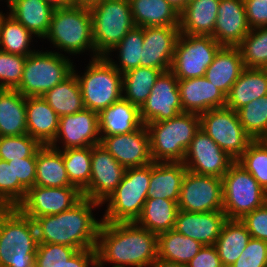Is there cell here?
<instances>
[{
  "label": "cell",
  "mask_w": 267,
  "mask_h": 267,
  "mask_svg": "<svg viewBox=\"0 0 267 267\" xmlns=\"http://www.w3.org/2000/svg\"><path fill=\"white\" fill-rule=\"evenodd\" d=\"M153 162H182L193 137L200 129L197 113L182 112L160 122L146 124Z\"/></svg>",
  "instance_id": "4"
},
{
  "label": "cell",
  "mask_w": 267,
  "mask_h": 267,
  "mask_svg": "<svg viewBox=\"0 0 267 267\" xmlns=\"http://www.w3.org/2000/svg\"><path fill=\"white\" fill-rule=\"evenodd\" d=\"M125 170L103 146H91V179L82 196L102 203L120 184Z\"/></svg>",
  "instance_id": "18"
},
{
  "label": "cell",
  "mask_w": 267,
  "mask_h": 267,
  "mask_svg": "<svg viewBox=\"0 0 267 267\" xmlns=\"http://www.w3.org/2000/svg\"><path fill=\"white\" fill-rule=\"evenodd\" d=\"M223 211L227 219H242L267 202V192L237 161L222 177Z\"/></svg>",
  "instance_id": "9"
},
{
  "label": "cell",
  "mask_w": 267,
  "mask_h": 267,
  "mask_svg": "<svg viewBox=\"0 0 267 267\" xmlns=\"http://www.w3.org/2000/svg\"><path fill=\"white\" fill-rule=\"evenodd\" d=\"M183 112L201 114L225 107L226 96L204 76L178 80Z\"/></svg>",
  "instance_id": "23"
},
{
  "label": "cell",
  "mask_w": 267,
  "mask_h": 267,
  "mask_svg": "<svg viewBox=\"0 0 267 267\" xmlns=\"http://www.w3.org/2000/svg\"><path fill=\"white\" fill-rule=\"evenodd\" d=\"M267 192V139L253 140L236 160Z\"/></svg>",
  "instance_id": "44"
},
{
  "label": "cell",
  "mask_w": 267,
  "mask_h": 267,
  "mask_svg": "<svg viewBox=\"0 0 267 267\" xmlns=\"http://www.w3.org/2000/svg\"><path fill=\"white\" fill-rule=\"evenodd\" d=\"M28 134L41 145H50L57 136L59 116L42 97H26Z\"/></svg>",
  "instance_id": "25"
},
{
  "label": "cell",
  "mask_w": 267,
  "mask_h": 267,
  "mask_svg": "<svg viewBox=\"0 0 267 267\" xmlns=\"http://www.w3.org/2000/svg\"><path fill=\"white\" fill-rule=\"evenodd\" d=\"M100 140L98 113L85 108L59 117L58 133L50 146L58 150L84 148L98 145Z\"/></svg>",
  "instance_id": "16"
},
{
  "label": "cell",
  "mask_w": 267,
  "mask_h": 267,
  "mask_svg": "<svg viewBox=\"0 0 267 267\" xmlns=\"http://www.w3.org/2000/svg\"><path fill=\"white\" fill-rule=\"evenodd\" d=\"M179 211L176 201L147 198L136 224L148 231L160 234L172 230Z\"/></svg>",
  "instance_id": "34"
},
{
  "label": "cell",
  "mask_w": 267,
  "mask_h": 267,
  "mask_svg": "<svg viewBox=\"0 0 267 267\" xmlns=\"http://www.w3.org/2000/svg\"><path fill=\"white\" fill-rule=\"evenodd\" d=\"M244 68L239 48L223 46L207 68L204 77L227 96Z\"/></svg>",
  "instance_id": "26"
},
{
  "label": "cell",
  "mask_w": 267,
  "mask_h": 267,
  "mask_svg": "<svg viewBox=\"0 0 267 267\" xmlns=\"http://www.w3.org/2000/svg\"><path fill=\"white\" fill-rule=\"evenodd\" d=\"M95 267H102V266H100L98 263L95 265Z\"/></svg>",
  "instance_id": "61"
},
{
  "label": "cell",
  "mask_w": 267,
  "mask_h": 267,
  "mask_svg": "<svg viewBox=\"0 0 267 267\" xmlns=\"http://www.w3.org/2000/svg\"><path fill=\"white\" fill-rule=\"evenodd\" d=\"M95 249L102 267L108 263L112 267H152L158 257L157 234L135 222L102 221Z\"/></svg>",
  "instance_id": "1"
},
{
  "label": "cell",
  "mask_w": 267,
  "mask_h": 267,
  "mask_svg": "<svg viewBox=\"0 0 267 267\" xmlns=\"http://www.w3.org/2000/svg\"><path fill=\"white\" fill-rule=\"evenodd\" d=\"M243 1L249 27H267V0Z\"/></svg>",
  "instance_id": "52"
},
{
  "label": "cell",
  "mask_w": 267,
  "mask_h": 267,
  "mask_svg": "<svg viewBox=\"0 0 267 267\" xmlns=\"http://www.w3.org/2000/svg\"><path fill=\"white\" fill-rule=\"evenodd\" d=\"M54 8H65L73 5V0H44Z\"/></svg>",
  "instance_id": "57"
},
{
  "label": "cell",
  "mask_w": 267,
  "mask_h": 267,
  "mask_svg": "<svg viewBox=\"0 0 267 267\" xmlns=\"http://www.w3.org/2000/svg\"><path fill=\"white\" fill-rule=\"evenodd\" d=\"M220 0H193L179 14L181 34L212 36Z\"/></svg>",
  "instance_id": "27"
},
{
  "label": "cell",
  "mask_w": 267,
  "mask_h": 267,
  "mask_svg": "<svg viewBox=\"0 0 267 267\" xmlns=\"http://www.w3.org/2000/svg\"><path fill=\"white\" fill-rule=\"evenodd\" d=\"M162 73L159 69L141 66L123 73V98L140 109Z\"/></svg>",
  "instance_id": "38"
},
{
  "label": "cell",
  "mask_w": 267,
  "mask_h": 267,
  "mask_svg": "<svg viewBox=\"0 0 267 267\" xmlns=\"http://www.w3.org/2000/svg\"><path fill=\"white\" fill-rule=\"evenodd\" d=\"M103 146L125 169L152 163L150 136L146 125L134 132L101 136Z\"/></svg>",
  "instance_id": "19"
},
{
  "label": "cell",
  "mask_w": 267,
  "mask_h": 267,
  "mask_svg": "<svg viewBox=\"0 0 267 267\" xmlns=\"http://www.w3.org/2000/svg\"><path fill=\"white\" fill-rule=\"evenodd\" d=\"M78 249L60 244L39 243L34 267H61Z\"/></svg>",
  "instance_id": "48"
},
{
  "label": "cell",
  "mask_w": 267,
  "mask_h": 267,
  "mask_svg": "<svg viewBox=\"0 0 267 267\" xmlns=\"http://www.w3.org/2000/svg\"><path fill=\"white\" fill-rule=\"evenodd\" d=\"M13 0H6L7 7L11 4Z\"/></svg>",
  "instance_id": "60"
},
{
  "label": "cell",
  "mask_w": 267,
  "mask_h": 267,
  "mask_svg": "<svg viewBox=\"0 0 267 267\" xmlns=\"http://www.w3.org/2000/svg\"><path fill=\"white\" fill-rule=\"evenodd\" d=\"M36 186L67 187L73 186L64 167L61 150L50 145H42L36 151Z\"/></svg>",
  "instance_id": "32"
},
{
  "label": "cell",
  "mask_w": 267,
  "mask_h": 267,
  "mask_svg": "<svg viewBox=\"0 0 267 267\" xmlns=\"http://www.w3.org/2000/svg\"><path fill=\"white\" fill-rule=\"evenodd\" d=\"M203 244L174 229L157 235L158 257L187 265L198 254Z\"/></svg>",
  "instance_id": "37"
},
{
  "label": "cell",
  "mask_w": 267,
  "mask_h": 267,
  "mask_svg": "<svg viewBox=\"0 0 267 267\" xmlns=\"http://www.w3.org/2000/svg\"><path fill=\"white\" fill-rule=\"evenodd\" d=\"M44 39L57 48L59 54L63 51L76 56L89 51L91 59L95 58L89 6L72 5L55 8L48 34Z\"/></svg>",
  "instance_id": "3"
},
{
  "label": "cell",
  "mask_w": 267,
  "mask_h": 267,
  "mask_svg": "<svg viewBox=\"0 0 267 267\" xmlns=\"http://www.w3.org/2000/svg\"><path fill=\"white\" fill-rule=\"evenodd\" d=\"M237 47L246 68L267 69V27L251 29Z\"/></svg>",
  "instance_id": "43"
},
{
  "label": "cell",
  "mask_w": 267,
  "mask_h": 267,
  "mask_svg": "<svg viewBox=\"0 0 267 267\" xmlns=\"http://www.w3.org/2000/svg\"><path fill=\"white\" fill-rule=\"evenodd\" d=\"M8 9L36 38L44 39L48 34L55 8L44 0H13Z\"/></svg>",
  "instance_id": "29"
},
{
  "label": "cell",
  "mask_w": 267,
  "mask_h": 267,
  "mask_svg": "<svg viewBox=\"0 0 267 267\" xmlns=\"http://www.w3.org/2000/svg\"><path fill=\"white\" fill-rule=\"evenodd\" d=\"M75 67L73 73L79 82L86 109L99 114L123 97L122 74L105 56L89 59L84 73L79 74Z\"/></svg>",
  "instance_id": "6"
},
{
  "label": "cell",
  "mask_w": 267,
  "mask_h": 267,
  "mask_svg": "<svg viewBox=\"0 0 267 267\" xmlns=\"http://www.w3.org/2000/svg\"><path fill=\"white\" fill-rule=\"evenodd\" d=\"M167 1L179 14L186 6V0H165Z\"/></svg>",
  "instance_id": "58"
},
{
  "label": "cell",
  "mask_w": 267,
  "mask_h": 267,
  "mask_svg": "<svg viewBox=\"0 0 267 267\" xmlns=\"http://www.w3.org/2000/svg\"><path fill=\"white\" fill-rule=\"evenodd\" d=\"M141 67L167 72L171 69L175 46L180 35L179 26L143 27Z\"/></svg>",
  "instance_id": "20"
},
{
  "label": "cell",
  "mask_w": 267,
  "mask_h": 267,
  "mask_svg": "<svg viewBox=\"0 0 267 267\" xmlns=\"http://www.w3.org/2000/svg\"><path fill=\"white\" fill-rule=\"evenodd\" d=\"M186 172L187 169L182 162L150 163V183L147 198H162L178 203Z\"/></svg>",
  "instance_id": "24"
},
{
  "label": "cell",
  "mask_w": 267,
  "mask_h": 267,
  "mask_svg": "<svg viewBox=\"0 0 267 267\" xmlns=\"http://www.w3.org/2000/svg\"><path fill=\"white\" fill-rule=\"evenodd\" d=\"M245 132L254 140L267 139V95L237 110Z\"/></svg>",
  "instance_id": "42"
},
{
  "label": "cell",
  "mask_w": 267,
  "mask_h": 267,
  "mask_svg": "<svg viewBox=\"0 0 267 267\" xmlns=\"http://www.w3.org/2000/svg\"><path fill=\"white\" fill-rule=\"evenodd\" d=\"M178 208L186 212L223 210L222 178L187 170L180 189Z\"/></svg>",
  "instance_id": "13"
},
{
  "label": "cell",
  "mask_w": 267,
  "mask_h": 267,
  "mask_svg": "<svg viewBox=\"0 0 267 267\" xmlns=\"http://www.w3.org/2000/svg\"><path fill=\"white\" fill-rule=\"evenodd\" d=\"M68 57L55 50H37L30 54L16 90L25 97H42L73 73L74 62Z\"/></svg>",
  "instance_id": "8"
},
{
  "label": "cell",
  "mask_w": 267,
  "mask_h": 267,
  "mask_svg": "<svg viewBox=\"0 0 267 267\" xmlns=\"http://www.w3.org/2000/svg\"><path fill=\"white\" fill-rule=\"evenodd\" d=\"M240 220L247 227L251 238L267 241V202Z\"/></svg>",
  "instance_id": "51"
},
{
  "label": "cell",
  "mask_w": 267,
  "mask_h": 267,
  "mask_svg": "<svg viewBox=\"0 0 267 267\" xmlns=\"http://www.w3.org/2000/svg\"><path fill=\"white\" fill-rule=\"evenodd\" d=\"M200 128L235 161L254 140L244 130L237 111L225 107L199 114Z\"/></svg>",
  "instance_id": "10"
},
{
  "label": "cell",
  "mask_w": 267,
  "mask_h": 267,
  "mask_svg": "<svg viewBox=\"0 0 267 267\" xmlns=\"http://www.w3.org/2000/svg\"><path fill=\"white\" fill-rule=\"evenodd\" d=\"M143 41V29L134 27L105 57L121 74L138 68L140 67ZM114 51H117L118 57L115 56V58L118 59L119 63L112 58Z\"/></svg>",
  "instance_id": "40"
},
{
  "label": "cell",
  "mask_w": 267,
  "mask_h": 267,
  "mask_svg": "<svg viewBox=\"0 0 267 267\" xmlns=\"http://www.w3.org/2000/svg\"><path fill=\"white\" fill-rule=\"evenodd\" d=\"M27 133L26 97L16 89H0V136Z\"/></svg>",
  "instance_id": "31"
},
{
  "label": "cell",
  "mask_w": 267,
  "mask_h": 267,
  "mask_svg": "<svg viewBox=\"0 0 267 267\" xmlns=\"http://www.w3.org/2000/svg\"><path fill=\"white\" fill-rule=\"evenodd\" d=\"M150 164L127 168L117 188L101 203L106 204L103 218L107 223L136 222L148 197Z\"/></svg>",
  "instance_id": "5"
},
{
  "label": "cell",
  "mask_w": 267,
  "mask_h": 267,
  "mask_svg": "<svg viewBox=\"0 0 267 267\" xmlns=\"http://www.w3.org/2000/svg\"><path fill=\"white\" fill-rule=\"evenodd\" d=\"M222 47L212 36L180 33L170 71L178 80L203 77Z\"/></svg>",
  "instance_id": "11"
},
{
  "label": "cell",
  "mask_w": 267,
  "mask_h": 267,
  "mask_svg": "<svg viewBox=\"0 0 267 267\" xmlns=\"http://www.w3.org/2000/svg\"><path fill=\"white\" fill-rule=\"evenodd\" d=\"M95 58L106 56L135 26L129 0H100L89 6Z\"/></svg>",
  "instance_id": "7"
},
{
  "label": "cell",
  "mask_w": 267,
  "mask_h": 267,
  "mask_svg": "<svg viewBox=\"0 0 267 267\" xmlns=\"http://www.w3.org/2000/svg\"><path fill=\"white\" fill-rule=\"evenodd\" d=\"M226 220L223 210L210 212L179 210L173 229L203 245H214Z\"/></svg>",
  "instance_id": "22"
},
{
  "label": "cell",
  "mask_w": 267,
  "mask_h": 267,
  "mask_svg": "<svg viewBox=\"0 0 267 267\" xmlns=\"http://www.w3.org/2000/svg\"><path fill=\"white\" fill-rule=\"evenodd\" d=\"M187 267H224L214 245H203Z\"/></svg>",
  "instance_id": "53"
},
{
  "label": "cell",
  "mask_w": 267,
  "mask_h": 267,
  "mask_svg": "<svg viewBox=\"0 0 267 267\" xmlns=\"http://www.w3.org/2000/svg\"><path fill=\"white\" fill-rule=\"evenodd\" d=\"M26 58L0 50V89H16L19 86Z\"/></svg>",
  "instance_id": "47"
},
{
  "label": "cell",
  "mask_w": 267,
  "mask_h": 267,
  "mask_svg": "<svg viewBox=\"0 0 267 267\" xmlns=\"http://www.w3.org/2000/svg\"><path fill=\"white\" fill-rule=\"evenodd\" d=\"M34 35L8 12L0 15V50L29 56L36 50L31 49Z\"/></svg>",
  "instance_id": "39"
},
{
  "label": "cell",
  "mask_w": 267,
  "mask_h": 267,
  "mask_svg": "<svg viewBox=\"0 0 267 267\" xmlns=\"http://www.w3.org/2000/svg\"><path fill=\"white\" fill-rule=\"evenodd\" d=\"M82 198V192L76 186L42 187L34 185L26 191L24 199L16 208L23 215L34 219L69 210Z\"/></svg>",
  "instance_id": "14"
},
{
  "label": "cell",
  "mask_w": 267,
  "mask_h": 267,
  "mask_svg": "<svg viewBox=\"0 0 267 267\" xmlns=\"http://www.w3.org/2000/svg\"><path fill=\"white\" fill-rule=\"evenodd\" d=\"M139 110L144 125L169 120L183 112L178 79L170 70L158 77L150 95Z\"/></svg>",
  "instance_id": "17"
},
{
  "label": "cell",
  "mask_w": 267,
  "mask_h": 267,
  "mask_svg": "<svg viewBox=\"0 0 267 267\" xmlns=\"http://www.w3.org/2000/svg\"><path fill=\"white\" fill-rule=\"evenodd\" d=\"M100 207L101 203L83 197L69 210L34 218L38 243L95 249L102 220L96 219L92 211Z\"/></svg>",
  "instance_id": "2"
},
{
  "label": "cell",
  "mask_w": 267,
  "mask_h": 267,
  "mask_svg": "<svg viewBox=\"0 0 267 267\" xmlns=\"http://www.w3.org/2000/svg\"><path fill=\"white\" fill-rule=\"evenodd\" d=\"M7 162L13 164L14 180H18L26 190L34 186L36 179V152L31 157L13 159Z\"/></svg>",
  "instance_id": "50"
},
{
  "label": "cell",
  "mask_w": 267,
  "mask_h": 267,
  "mask_svg": "<svg viewBox=\"0 0 267 267\" xmlns=\"http://www.w3.org/2000/svg\"><path fill=\"white\" fill-rule=\"evenodd\" d=\"M42 98L59 117L85 109L80 85L74 73L47 91Z\"/></svg>",
  "instance_id": "36"
},
{
  "label": "cell",
  "mask_w": 267,
  "mask_h": 267,
  "mask_svg": "<svg viewBox=\"0 0 267 267\" xmlns=\"http://www.w3.org/2000/svg\"><path fill=\"white\" fill-rule=\"evenodd\" d=\"M42 145L28 133L0 136V160L11 161L31 157Z\"/></svg>",
  "instance_id": "46"
},
{
  "label": "cell",
  "mask_w": 267,
  "mask_h": 267,
  "mask_svg": "<svg viewBox=\"0 0 267 267\" xmlns=\"http://www.w3.org/2000/svg\"><path fill=\"white\" fill-rule=\"evenodd\" d=\"M264 95H267V69L245 67L227 94L225 106L237 111Z\"/></svg>",
  "instance_id": "30"
},
{
  "label": "cell",
  "mask_w": 267,
  "mask_h": 267,
  "mask_svg": "<svg viewBox=\"0 0 267 267\" xmlns=\"http://www.w3.org/2000/svg\"><path fill=\"white\" fill-rule=\"evenodd\" d=\"M98 116L100 136L134 132L143 125L139 108L123 97L102 110Z\"/></svg>",
  "instance_id": "28"
},
{
  "label": "cell",
  "mask_w": 267,
  "mask_h": 267,
  "mask_svg": "<svg viewBox=\"0 0 267 267\" xmlns=\"http://www.w3.org/2000/svg\"><path fill=\"white\" fill-rule=\"evenodd\" d=\"M136 27L179 26V13L165 0H129Z\"/></svg>",
  "instance_id": "33"
},
{
  "label": "cell",
  "mask_w": 267,
  "mask_h": 267,
  "mask_svg": "<svg viewBox=\"0 0 267 267\" xmlns=\"http://www.w3.org/2000/svg\"><path fill=\"white\" fill-rule=\"evenodd\" d=\"M12 252L4 267H34L36 252Z\"/></svg>",
  "instance_id": "55"
},
{
  "label": "cell",
  "mask_w": 267,
  "mask_h": 267,
  "mask_svg": "<svg viewBox=\"0 0 267 267\" xmlns=\"http://www.w3.org/2000/svg\"><path fill=\"white\" fill-rule=\"evenodd\" d=\"M97 263L96 249H82L78 250L61 267H95Z\"/></svg>",
  "instance_id": "54"
},
{
  "label": "cell",
  "mask_w": 267,
  "mask_h": 267,
  "mask_svg": "<svg viewBox=\"0 0 267 267\" xmlns=\"http://www.w3.org/2000/svg\"><path fill=\"white\" fill-rule=\"evenodd\" d=\"M230 267H267V241L251 238Z\"/></svg>",
  "instance_id": "49"
},
{
  "label": "cell",
  "mask_w": 267,
  "mask_h": 267,
  "mask_svg": "<svg viewBox=\"0 0 267 267\" xmlns=\"http://www.w3.org/2000/svg\"><path fill=\"white\" fill-rule=\"evenodd\" d=\"M251 235L240 219H227L214 246L224 267H230L247 246Z\"/></svg>",
  "instance_id": "35"
},
{
  "label": "cell",
  "mask_w": 267,
  "mask_h": 267,
  "mask_svg": "<svg viewBox=\"0 0 267 267\" xmlns=\"http://www.w3.org/2000/svg\"><path fill=\"white\" fill-rule=\"evenodd\" d=\"M38 239L33 219L16 207L0 208V267H4L12 251L37 252Z\"/></svg>",
  "instance_id": "12"
},
{
  "label": "cell",
  "mask_w": 267,
  "mask_h": 267,
  "mask_svg": "<svg viewBox=\"0 0 267 267\" xmlns=\"http://www.w3.org/2000/svg\"><path fill=\"white\" fill-rule=\"evenodd\" d=\"M243 0H220L212 38L220 45L237 47L250 32Z\"/></svg>",
  "instance_id": "21"
},
{
  "label": "cell",
  "mask_w": 267,
  "mask_h": 267,
  "mask_svg": "<svg viewBox=\"0 0 267 267\" xmlns=\"http://www.w3.org/2000/svg\"><path fill=\"white\" fill-rule=\"evenodd\" d=\"M70 183L81 192L91 179V146L61 150Z\"/></svg>",
  "instance_id": "41"
},
{
  "label": "cell",
  "mask_w": 267,
  "mask_h": 267,
  "mask_svg": "<svg viewBox=\"0 0 267 267\" xmlns=\"http://www.w3.org/2000/svg\"><path fill=\"white\" fill-rule=\"evenodd\" d=\"M100 0H73V5L91 6Z\"/></svg>",
  "instance_id": "59"
},
{
  "label": "cell",
  "mask_w": 267,
  "mask_h": 267,
  "mask_svg": "<svg viewBox=\"0 0 267 267\" xmlns=\"http://www.w3.org/2000/svg\"><path fill=\"white\" fill-rule=\"evenodd\" d=\"M152 267H187V265L180 264L178 262H171L157 257L153 262Z\"/></svg>",
  "instance_id": "56"
},
{
  "label": "cell",
  "mask_w": 267,
  "mask_h": 267,
  "mask_svg": "<svg viewBox=\"0 0 267 267\" xmlns=\"http://www.w3.org/2000/svg\"><path fill=\"white\" fill-rule=\"evenodd\" d=\"M26 191L18 180H14L13 164L0 160V208L16 207Z\"/></svg>",
  "instance_id": "45"
},
{
  "label": "cell",
  "mask_w": 267,
  "mask_h": 267,
  "mask_svg": "<svg viewBox=\"0 0 267 267\" xmlns=\"http://www.w3.org/2000/svg\"><path fill=\"white\" fill-rule=\"evenodd\" d=\"M234 161L200 128L186 150L182 163L195 174L222 178Z\"/></svg>",
  "instance_id": "15"
}]
</instances>
